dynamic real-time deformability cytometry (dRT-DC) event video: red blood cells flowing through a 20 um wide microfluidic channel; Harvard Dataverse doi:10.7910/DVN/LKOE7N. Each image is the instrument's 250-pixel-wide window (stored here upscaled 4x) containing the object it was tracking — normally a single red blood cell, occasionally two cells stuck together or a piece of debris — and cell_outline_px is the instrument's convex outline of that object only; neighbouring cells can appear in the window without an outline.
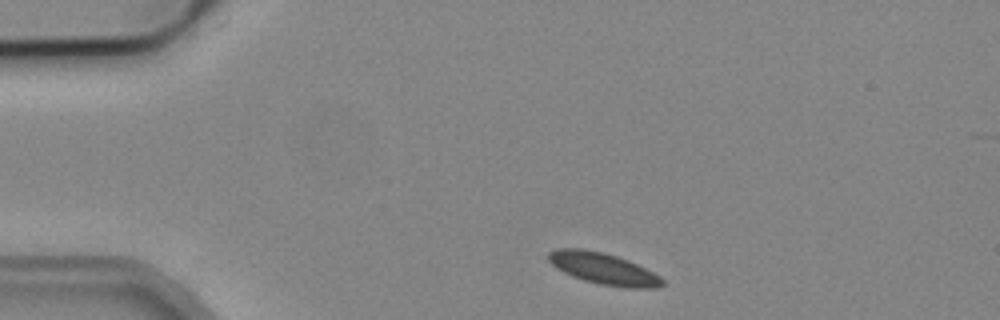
{"species": "common noctule bat (a hibernating species)", "species_latin": "Nyctalus noctula", "temperature_condition": "cold", "stored_images_in_passage": 3, "camera_frame_rate_fps": 3000, "um_per_image_px": 0.085, "animal": {"sex": "male", "body_mass_g": 19.2, "forearm_length_mm": 51.8}, "frame": {"image": 1, "passage_image": 1, "time_ms": 0.0, "image_size_px": [1000, 320], "cell_outline_px": [[664, 284], [660, 288], [628, 288], [600, 284], [584, 280], [572, 276], [556, 268], [548, 260], [548, 252], [556, 248], [580, 248], [604, 252], [628, 260], [660, 276], [664, 280]], "centroid_in_image_um": [51.28, 22.83], "position_along_channel_um": 33.7, "area_um2": 20.92}}
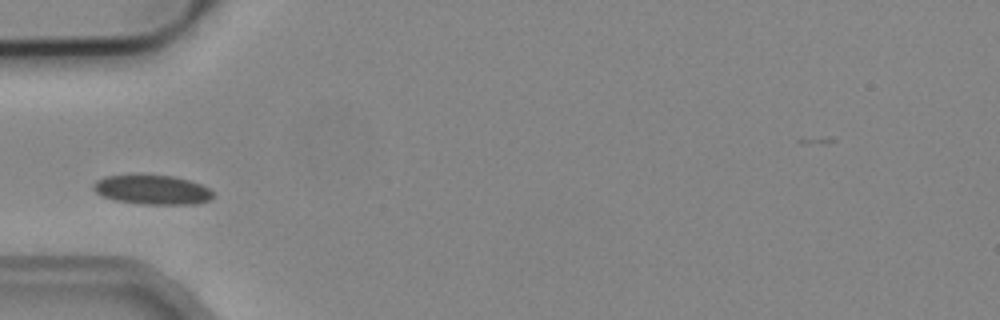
{"frame": {"image": 2, "passage_image": 3, "time_ms": 0.667, "image_size_px": [1000, 320], "cell_outline_px": [[212, 196], [208, 200], [196, 204], [140, 204], [112, 200], [96, 192], [92, 188], [92, 184], [96, 180], [104, 176], [172, 176], [188, 180], [200, 184], [208, 188], [212, 192]], "centroid_in_image_um": [12.9, 16.15], "position_along_channel_um": 72.1, "area_um2": 20.17}}